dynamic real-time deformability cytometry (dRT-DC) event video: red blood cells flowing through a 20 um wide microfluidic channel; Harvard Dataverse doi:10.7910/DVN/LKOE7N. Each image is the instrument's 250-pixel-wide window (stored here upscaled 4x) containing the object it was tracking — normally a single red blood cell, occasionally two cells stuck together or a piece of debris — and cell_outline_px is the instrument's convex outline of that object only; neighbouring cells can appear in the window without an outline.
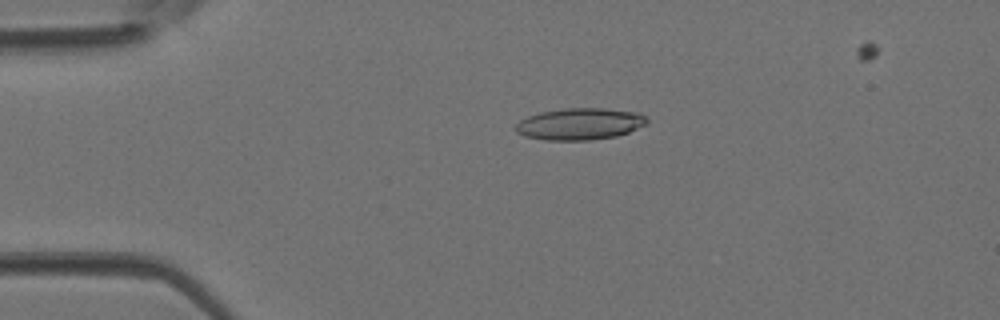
{"species": "Egyptian fruit bat (a non-hibernating species)", "species_latin": "Rousettus aegyptiacus", "temperature_condition": "room temperature", "stored_images_in_passage": 43, "camera_frame_rate_fps": 3000, "um_per_image_px": 0.085, "animal": {"sex": "female"}, "frame": {"image": 1, "passage_image": 10, "time_ms": 3.0, "image_size_px": [1000, 320], "cell_outline_px": [[648, 124], [628, 132], [616, 136], [592, 140], [544, 140], [524, 136], [516, 132], [516, 124], [520, 120], [528, 116], [540, 112], [564, 108], [604, 108], [636, 112], [644, 116], [648, 120]], "centroid_in_image_um": [49.28, 10.54], "position_along_channel_um": 35.7, "area_um2": 24.33}}
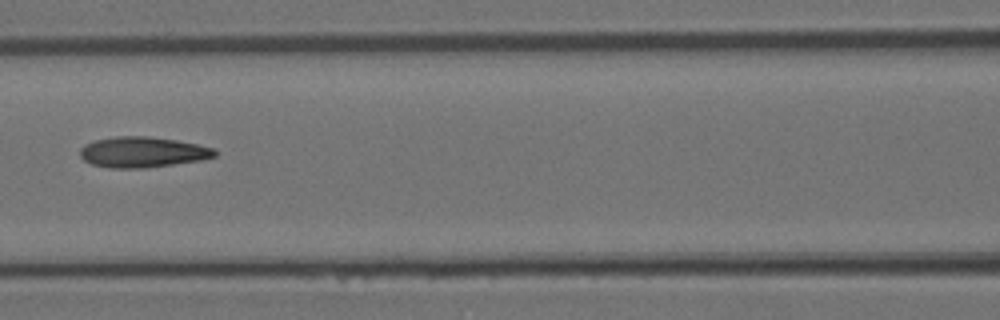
{"frame": {"image": 2, "passage_image": 20, "time_ms": 6.333, "image_size_px": [1000, 320], "cell_outline_px": [[216, 156], [200, 160], [148, 168], [108, 168], [92, 164], [84, 160], [80, 156], [80, 148], [84, 144], [96, 140], [116, 136], [144, 136], [176, 140], [196, 144], [212, 148], [216, 152]], "centroid_in_image_um": [12.08, 12.94], "position_along_channel_um": 154.5, "area_um2": 23.93}}
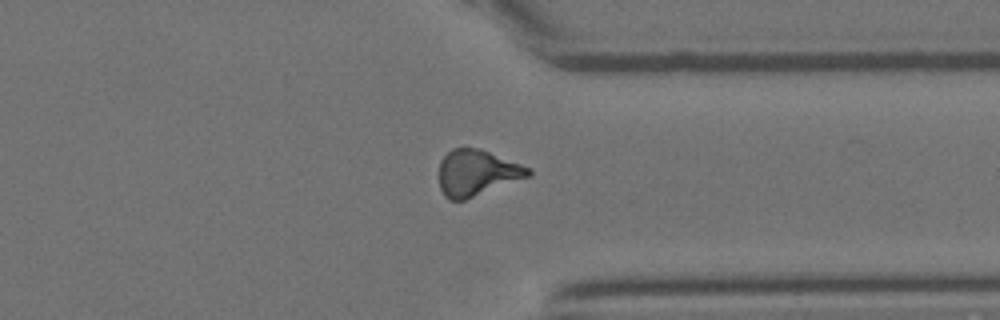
{"frame": {"image": 3, "passage_image": 34, "time_ms": 11.0, "image_size_px": [1000, 320], "cell_outline_px": [[532, 176], [464, 200], [448, 200], [444, 196], [440, 188], [440, 160], [452, 148], [480, 148], [532, 168]], "centroid_in_image_um": [40.57, 14.69], "position_along_channel_um": 370.8, "area_um2": 24.1}}